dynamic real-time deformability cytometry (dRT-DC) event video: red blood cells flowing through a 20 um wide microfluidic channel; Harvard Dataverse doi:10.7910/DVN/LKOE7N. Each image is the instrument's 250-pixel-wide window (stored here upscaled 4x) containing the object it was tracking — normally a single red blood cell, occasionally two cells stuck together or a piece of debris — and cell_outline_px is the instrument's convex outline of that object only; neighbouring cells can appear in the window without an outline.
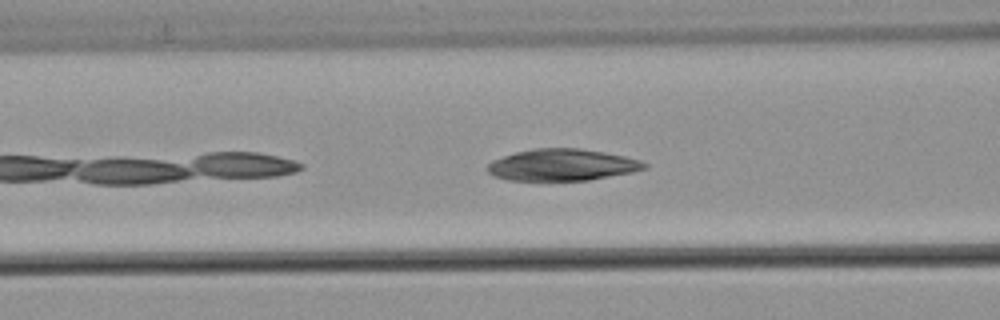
{"species": "common noctule bat (a hibernating species)", "species_latin": "Nyctalus noctula", "temperature_condition": "warm", "stored_images_in_passage": 36, "camera_frame_rate_fps": 3000, "um_per_image_px": 0.085, "animal": {"sex": "male", "body_mass_g": 21.5, "forearm_length_mm": 52.0}, "frame": {"image": 1, "passage_image": 6, "time_ms": 1.667, "image_size_px": [1000, 320], "cell_outline_px": [[648, 168], [632, 172], [588, 180], [508, 180], [492, 176], [488, 172], [488, 164], [492, 160], [516, 152], [532, 148], [580, 148], [604, 152], [624, 156], [640, 160], [648, 164]], "centroid_in_image_um": [47.78, 14.01], "position_along_channel_um": 118.8, "area_um2": 28.96}, "authors_computed_cell_mechanics": {"area_um2": 29.0734, "velocity_mm_per_s": 3.77, "shape_relaxation_time_tau1_ms": null, "shape_relaxation_time_tau2_ms": 2.0502, "deformation_change_tau1": null, "deformation_change_tau2": 0.0624}}